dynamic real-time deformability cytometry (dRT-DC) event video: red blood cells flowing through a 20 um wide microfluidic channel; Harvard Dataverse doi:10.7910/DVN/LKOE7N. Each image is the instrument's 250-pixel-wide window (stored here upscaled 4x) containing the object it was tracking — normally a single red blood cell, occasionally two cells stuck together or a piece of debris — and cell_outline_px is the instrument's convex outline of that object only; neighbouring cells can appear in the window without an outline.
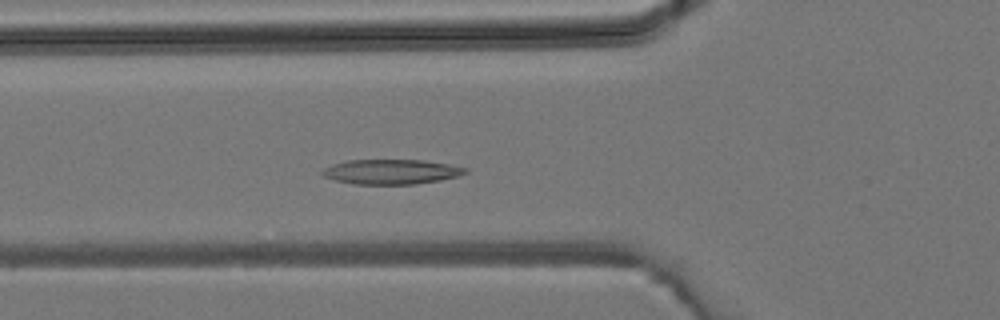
{"species": "common noctule bat (a hibernating species)", "species_latin": "Nyctalus noctula", "temperature_condition": "room temperature", "stored_images_in_passage": 29, "camera_frame_rate_fps": 3000, "um_per_image_px": 0.085, "animal": {"sex": "male", "body_mass_g": 19.2, "forearm_length_mm": 51.8}, "frame": {"image": 1, "passage_image": 2, "time_ms": 0.333, "image_size_px": [1000, 320], "cell_outline_px": [[468, 172], [456, 176], [440, 180], [416, 184], [356, 184], [336, 180], [324, 176], [320, 172], [324, 168], [332, 164], [348, 160], [420, 160], [448, 164], [468, 168]], "centroid_in_image_um": [33.25, 14.6], "position_along_channel_um": 92.6, "area_um2": 20.52}}
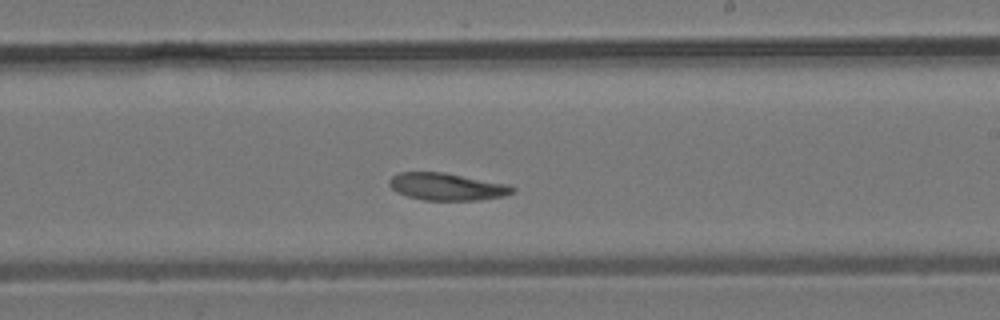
{"frame": {"image": 2, "passage_image": 12, "time_ms": 3.667, "image_size_px": [1000, 320], "cell_outline_px": [[516, 188], [512, 192], [504, 196], [476, 200], [424, 200], [408, 196], [396, 192], [388, 184], [388, 180], [392, 176], [400, 172], [444, 172], [508, 184]], "centroid_in_image_um": [37.96, 15.86], "position_along_channel_um": 251.0, "area_um2": 19.54}}
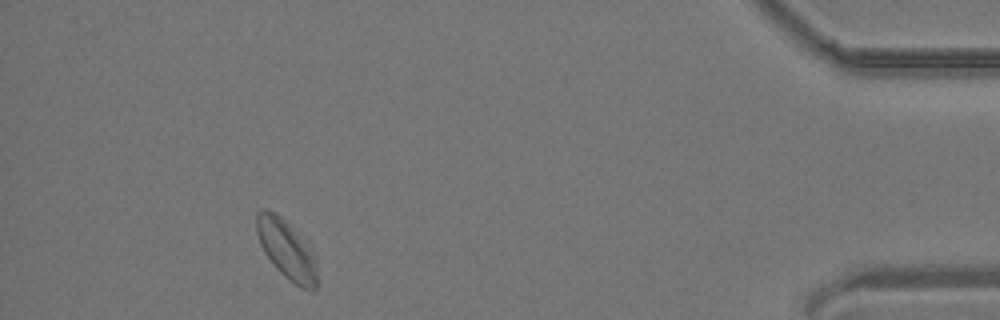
{"frame": {"image": 3, "passage_image": 26, "time_ms": 8.333, "image_size_px": [1000, 320], "cell_outline_px": [[316, 292], [312, 292], [296, 284], [284, 276], [276, 268], [264, 252], [260, 244], [256, 232], [256, 212], [264, 208], [268, 208], [276, 212], [284, 220], [312, 252], [316, 264]], "centroid_in_image_um": [24.31, 21.2], "position_along_channel_um": 410.9, "area_um2": 20.35}}